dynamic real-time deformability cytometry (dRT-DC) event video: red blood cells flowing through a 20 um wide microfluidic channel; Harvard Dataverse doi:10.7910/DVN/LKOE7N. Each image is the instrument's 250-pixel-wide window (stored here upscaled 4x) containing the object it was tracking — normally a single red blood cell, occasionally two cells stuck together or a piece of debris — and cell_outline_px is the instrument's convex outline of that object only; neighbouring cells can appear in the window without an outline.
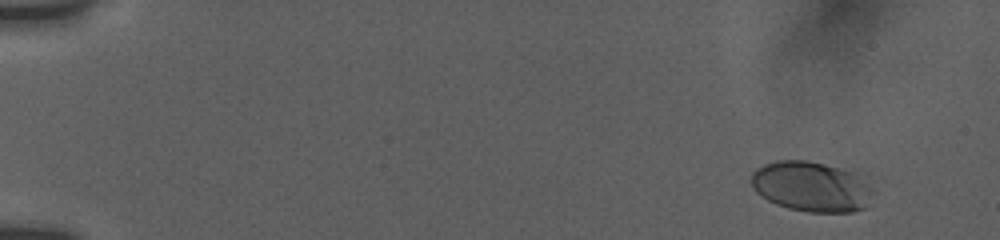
{"species": "human", "species_latin": "Homo sapiens", "temperature_condition": "room temperature", "stored_images_in_passage": 91, "camera_frame_rate_fps": 3000, "um_per_image_px": 0.085, "donor": {"sex": "female"}, "frame": {"image": 1, "passage_image": 7, "time_ms": 1.333, "image_size_px": [1000, 240], "cell_outline_px": [[876, 192], [864, 208], [852, 212], [808, 212], [788, 208], [776, 204], [768, 200], [756, 192], [752, 188], [752, 172], [756, 168], [764, 164], [776, 160], [804, 160], [824, 164], [856, 172]], "centroid_in_image_um": [68.98, 15.86], "position_along_channel_um": 16.0, "area_um2": 35.84}}
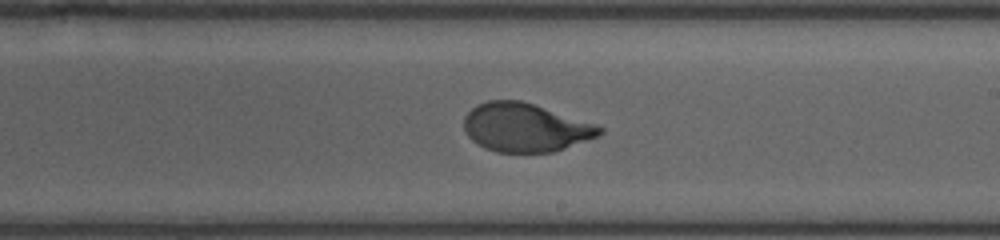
{"frame": {"image": 2, "passage_image": 57, "time_ms": 11.333, "image_size_px": [1000, 240], "cell_outline_px": [[604, 132], [596, 136], [564, 148], [552, 152], [496, 152], [484, 148], [476, 144], [468, 136], [464, 128], [464, 116], [476, 104], [488, 100], [520, 100], [600, 124], [604, 128]], "centroid_in_image_um": [44.65, 10.83], "position_along_channel_um": 244.3, "area_um2": 38.55}}
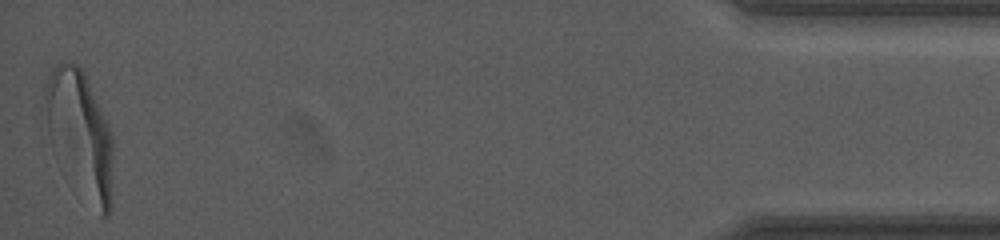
{"frame": {"image": 3, "passage_image": 91, "time_ms": 18.333, "image_size_px": [1000, 240], "cell_outline_px": [[112, 204], [108, 216], [100, 216], [52, 152], [48, 132], [44, 96], [44, 92], [52, 68], [60, 60], [68, 60], [76, 64], [84, 72], [108, 124], [112, 136]], "centroid_in_image_um": [6.8, 11.37], "position_along_channel_um": 428.4, "area_um2": 49.71}, "authors_computed_cell_mechanics": {"area_um2": 38.8416, "velocity_mm_per_s": 3.7757, "shape_relaxation_time_tau1_ms": 3.508, "shape_relaxation_time_tau2_ms": null, "deformation_change_tau1": 0.2122, "deformation_change_tau2": null}}